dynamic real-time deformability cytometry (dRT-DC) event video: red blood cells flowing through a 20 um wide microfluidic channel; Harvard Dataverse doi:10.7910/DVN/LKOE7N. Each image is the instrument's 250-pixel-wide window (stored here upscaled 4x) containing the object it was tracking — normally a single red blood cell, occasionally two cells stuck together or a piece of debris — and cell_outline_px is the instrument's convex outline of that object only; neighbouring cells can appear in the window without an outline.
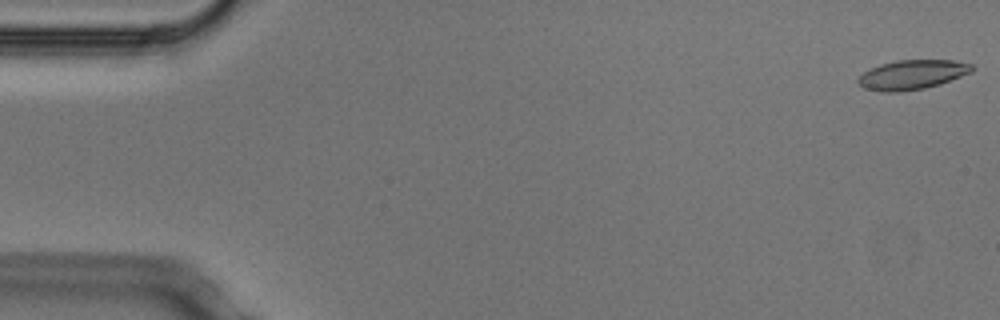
{"species": "Egyptian fruit bat (a non-hibernating species)", "species_latin": "Rousettus aegyptiacus", "temperature_condition": "cold", "stored_images_in_passage": 5, "camera_frame_rate_fps": 3000, "um_per_image_px": 0.085, "animal": {"sex": "male"}, "frame": {"image": 1, "passage_image": 1, "time_ms": 0.0, "image_size_px": [1000, 320], "cell_outline_px": [[976, 68], [972, 72], [940, 84], [924, 88], [896, 92], [880, 92], [864, 88], [856, 80], [864, 72], [880, 64], [896, 60], [952, 60], [972, 64]], "centroid_in_image_um": [77.55, 6.34], "position_along_channel_um": 7.4, "area_um2": 19.54}}
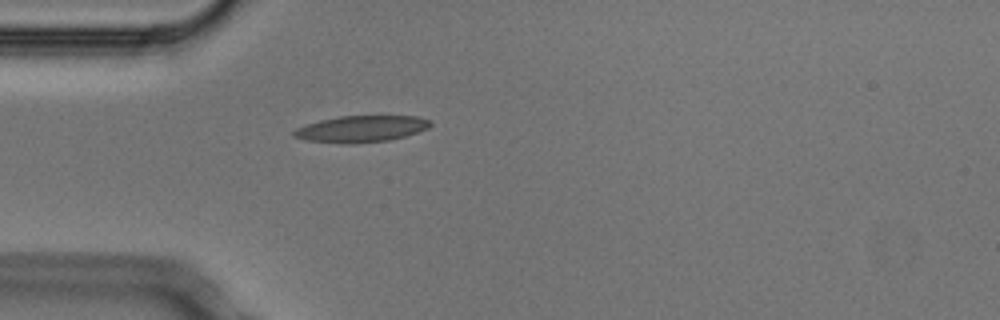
{"frame": {"image": 2, "passage_image": 5, "time_ms": 1.333, "image_size_px": [1000, 320], "cell_outline_px": [[432, 124], [428, 128], [404, 136], [388, 140], [356, 144], [344, 144], [304, 140], [292, 136], [292, 132], [296, 128], [320, 120], [340, 116], [416, 116], [432, 120]], "centroid_in_image_um": [30.68, 10.96], "position_along_channel_um": 54.3, "area_um2": 21.15}}